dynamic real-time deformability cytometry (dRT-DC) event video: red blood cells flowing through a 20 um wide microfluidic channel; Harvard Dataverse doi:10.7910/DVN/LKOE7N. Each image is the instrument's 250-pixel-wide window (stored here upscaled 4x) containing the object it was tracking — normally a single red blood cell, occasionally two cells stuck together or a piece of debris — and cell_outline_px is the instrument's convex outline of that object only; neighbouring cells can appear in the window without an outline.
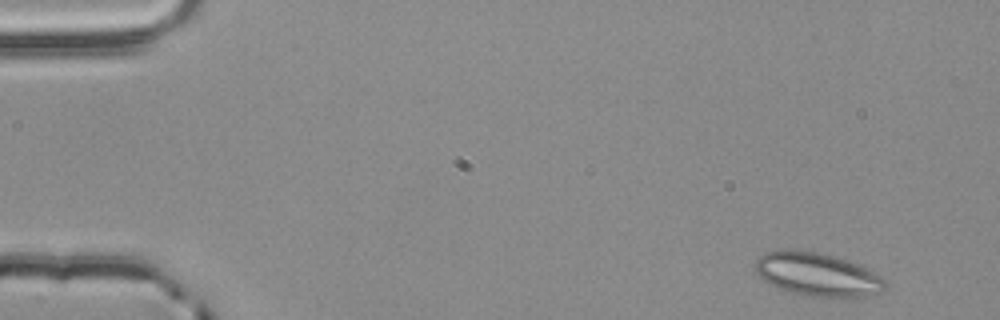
{"species": "common noctule bat (a hibernating species)", "species_latin": "Nyctalus noctula", "temperature_condition": "room temperature", "stored_images_in_passage": 3, "camera_frame_rate_fps": 3000, "um_per_image_px": 0.085, "animal": {"sex": "male", "body_mass_g": 20.4}, "frame": {"image": 1, "passage_image": 1, "time_ms": 0.0, "image_size_px": [1000, 320], "cell_outline_px": [[888, 284], [884, 292], [860, 300], [812, 296], [792, 292], [780, 288], [764, 280], [756, 272], [756, 260], [764, 252], [784, 248], [788, 248], [816, 252], [832, 256], [856, 264], [876, 272]], "centroid_in_image_um": [69.56, 23.36], "position_along_channel_um": 15.4, "area_um2": 33.47}}